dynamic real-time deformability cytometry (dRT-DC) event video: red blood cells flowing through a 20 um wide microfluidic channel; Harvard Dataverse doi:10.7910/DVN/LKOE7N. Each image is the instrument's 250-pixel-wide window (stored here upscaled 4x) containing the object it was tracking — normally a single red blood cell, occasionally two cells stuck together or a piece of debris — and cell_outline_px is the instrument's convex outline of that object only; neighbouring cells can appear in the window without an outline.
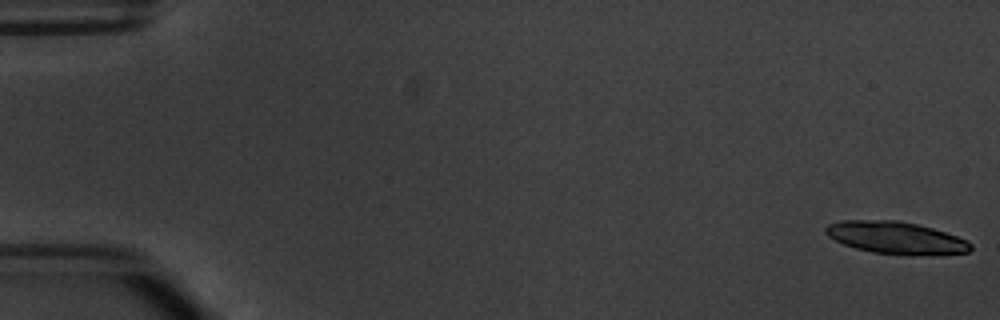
{"species": "common noctule bat (a hibernating species)", "species_latin": "Nyctalus noctula", "temperature_condition": "warm", "stored_images_in_passage": 7, "camera_frame_rate_fps": 3000, "um_per_image_px": 0.085, "animal": {"sex": "male", "body_mass_g": 20.1, "forearm_length_mm": 53.5}, "frame": {"image": 1, "passage_image": 1, "time_ms": 0.0, "image_size_px": [1000, 320], "cell_outline_px": [[972, 248], [968, 252], [940, 256], [904, 256], [872, 252], [856, 248], [844, 244], [828, 236], [824, 232], [824, 228], [828, 224], [840, 220], [896, 220], [916, 224], [932, 228], [968, 240], [972, 244]], "centroid_in_image_um": [76.19, 20.24], "position_along_channel_um": 8.8, "area_um2": 27.8}}
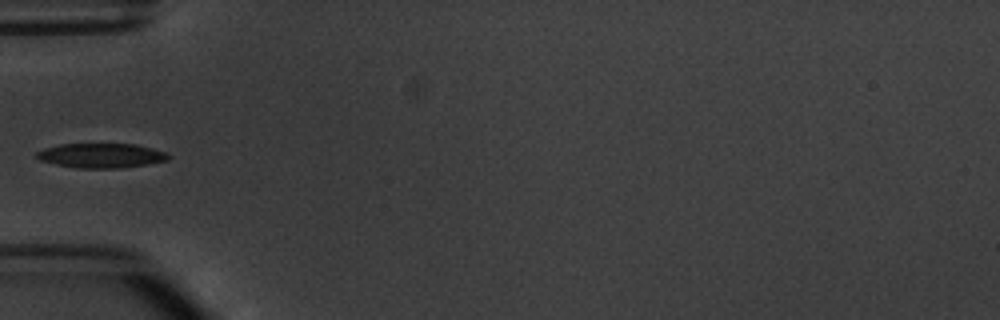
{"frame": {"image": 2, "passage_image": 6, "time_ms": 6.0, "image_size_px": [1000, 320], "cell_outline_px": [[172, 156], [168, 160], [148, 164], [120, 168], [76, 168], [56, 164], [40, 160], [36, 156], [36, 152], [44, 148], [60, 144], [136, 144], [168, 152]], "centroid_in_image_um": [8.64, 13.22], "position_along_channel_um": 76.4, "area_um2": 18.96}}